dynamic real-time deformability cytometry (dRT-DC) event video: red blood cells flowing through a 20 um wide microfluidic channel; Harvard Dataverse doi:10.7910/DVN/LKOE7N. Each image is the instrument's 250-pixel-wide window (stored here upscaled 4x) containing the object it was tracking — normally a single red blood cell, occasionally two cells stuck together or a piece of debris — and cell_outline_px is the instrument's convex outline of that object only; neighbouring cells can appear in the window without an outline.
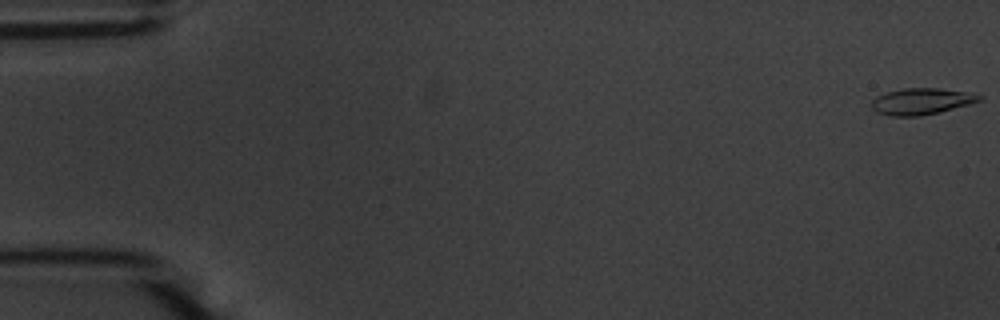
{"species": "common noctule bat (a hibernating species)", "species_latin": "Nyctalus noctula", "temperature_condition": "warm", "stored_images_in_passage": 56, "camera_frame_rate_fps": 3000, "um_per_image_px": 0.085, "animal": {"sex": "male", "body_mass_g": 20.1, "forearm_length_mm": 53.5}, "frame": {"image": 1, "passage_image": 1, "time_ms": 0.0, "image_size_px": [1000, 320], "cell_outline_px": [[984, 96], [980, 100], [968, 104], [940, 112], [920, 116], [892, 116], [876, 112], [872, 108], [872, 100], [876, 96], [888, 92], [904, 88], [940, 88], [972, 92]], "centroid_in_image_um": [78.34, 8.61], "position_along_channel_um": 6.7, "area_um2": 16.59}}
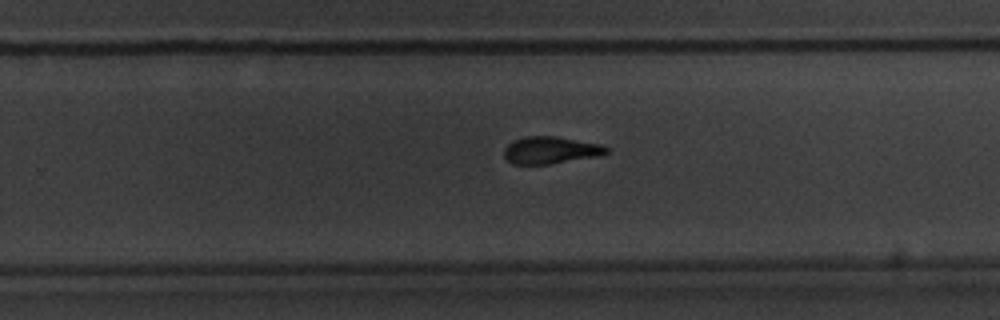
{"frame": {"image": 2, "passage_image": 36, "time_ms": 11.667, "image_size_px": [1000, 320], "cell_outline_px": [[608, 152], [600, 156], [548, 164], [512, 164], [504, 156], [504, 148], [512, 140], [524, 136], [556, 136], [600, 144], [608, 148]], "centroid_in_image_um": [46.78, 12.76], "position_along_channel_um": 283.0, "area_um2": 16.24}}
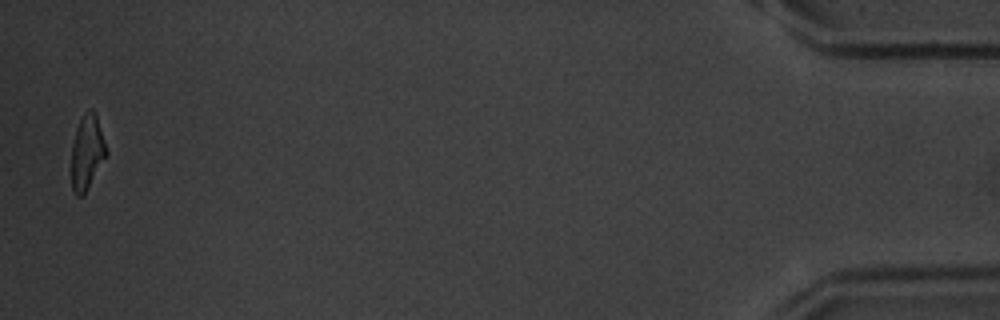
{"frame": {"image": 3, "passage_image": 55, "time_ms": 18.0, "image_size_px": [1000, 320], "cell_outline_px": [[108, 152], [84, 192], [80, 196], [76, 196], [72, 192], [72, 144], [76, 128], [84, 112], [88, 108], [92, 108], [96, 112]], "centroid_in_image_um": [7.39, 12.86], "position_along_channel_um": 427.8, "area_um2": 14.91}, "authors_computed_cell_mechanics": {"area_um2": 16.473, "velocity_mm_per_s": 3.6808, "shape_relaxation_time_tau1_ms": 4.8524, "shape_relaxation_time_tau2_ms": 2.6787, "deformation_change_tau1": 0.1974, "deformation_change_tau2": 0.1199}}